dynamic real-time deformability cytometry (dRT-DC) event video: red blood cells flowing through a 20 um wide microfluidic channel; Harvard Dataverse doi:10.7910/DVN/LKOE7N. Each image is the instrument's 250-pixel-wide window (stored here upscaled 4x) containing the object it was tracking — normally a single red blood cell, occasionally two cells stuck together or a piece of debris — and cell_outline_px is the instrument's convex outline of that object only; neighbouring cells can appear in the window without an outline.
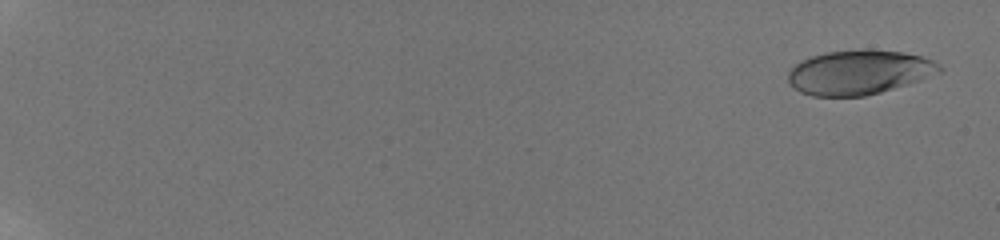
{"species": "human", "species_latin": "Homo sapiens", "temperature_condition": "room temperature", "stored_images_in_passage": 12, "camera_frame_rate_fps": 3000, "um_per_image_px": 0.085, "donor": {"sex": "male"}, "frame": {"image": 1, "passage_image": 1, "time_ms": 0.0, "image_size_px": [1000, 240], "cell_outline_px": [[944, 72], [908, 84], [880, 92], [864, 96], [812, 96], [800, 92], [788, 84], [788, 72], [800, 60], [824, 52], [860, 48], [864, 48], [904, 52], [920, 56], [932, 60], [940, 64], [944, 68]], "centroid_in_image_um": [73.04, 6.13], "position_along_channel_um": 12.0, "area_um2": 39.77}}
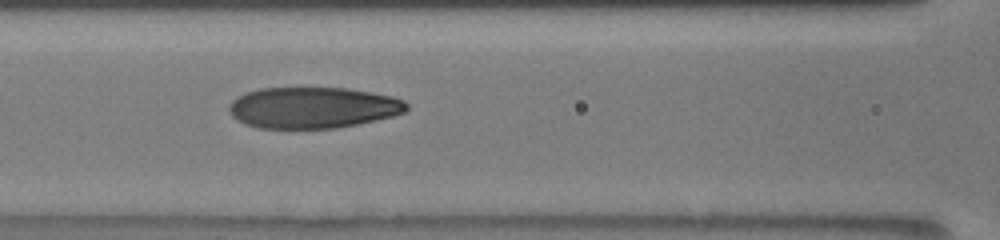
{"frame": {"image": 2, "passage_image": 11, "time_ms": 9.333, "image_size_px": [1000, 240], "cell_outline_px": [[408, 108], [404, 112], [392, 116], [376, 120], [336, 128], [256, 128], [244, 124], [236, 120], [232, 116], [228, 108], [228, 104], [236, 96], [260, 88], [344, 88], [392, 96], [404, 100], [408, 104]], "centroid_in_image_um": [26.55, 9.15], "position_along_channel_um": 140.1, "area_um2": 42.66}}
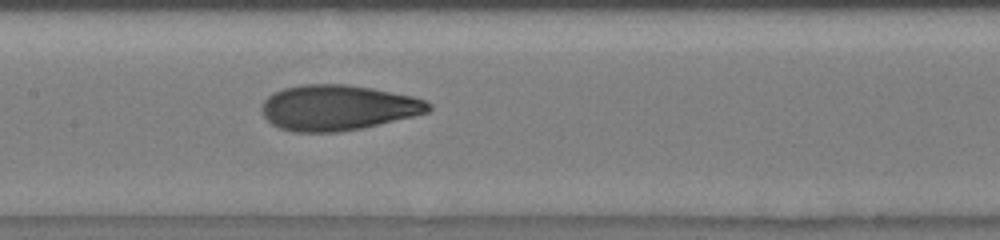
{"frame": {"image": 3, "passage_image": 12, "time_ms": 10.333, "image_size_px": [1000, 240], "cell_outline_px": [[432, 108], [428, 112], [412, 116], [360, 128], [336, 132], [292, 132], [280, 128], [272, 124], [264, 116], [260, 108], [264, 100], [272, 92], [284, 88], [304, 84], [344, 84], [372, 88], [412, 96], [424, 100], [432, 104]], "centroid_in_image_um": [28.67, 9.14], "position_along_channel_um": 178.7, "area_um2": 43.99}}